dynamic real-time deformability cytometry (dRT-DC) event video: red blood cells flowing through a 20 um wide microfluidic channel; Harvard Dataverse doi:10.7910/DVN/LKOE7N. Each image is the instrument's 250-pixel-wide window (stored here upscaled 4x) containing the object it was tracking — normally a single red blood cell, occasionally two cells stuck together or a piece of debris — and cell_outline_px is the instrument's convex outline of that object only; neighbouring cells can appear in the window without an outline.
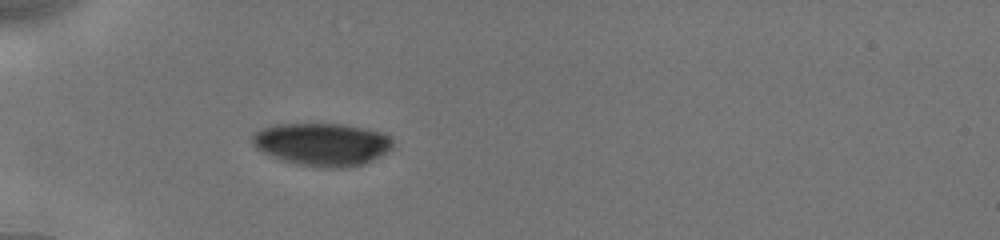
{"species": "human", "species_latin": "Homo sapiens", "temperature_condition": "cold", "stored_images_in_passage": 8, "camera_frame_rate_fps": 3000, "um_per_image_px": 0.085, "donor": {"sex": "male"}, "frame": {"image": 1, "passage_image": 8, "time_ms": 6.0, "image_size_px": [1000, 240], "cell_outline_px": [[392, 148], [388, 152], [364, 164], [344, 168], [328, 168], [296, 164], [280, 160], [256, 148], [252, 140], [252, 136], [256, 132], [264, 128], [276, 124], [344, 124], [384, 132], [392, 140]], "centroid_in_image_um": [27.42, 12.27], "position_along_channel_um": 57.6, "area_um2": 35.03}}